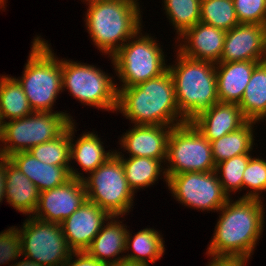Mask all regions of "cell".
Instances as JSON below:
<instances>
[{
    "label": "cell",
    "mask_w": 266,
    "mask_h": 266,
    "mask_svg": "<svg viewBox=\"0 0 266 266\" xmlns=\"http://www.w3.org/2000/svg\"><path fill=\"white\" fill-rule=\"evenodd\" d=\"M263 204L260 199L229 198L218 210L221 215L206 254L251 259L264 230Z\"/></svg>",
    "instance_id": "1"
},
{
    "label": "cell",
    "mask_w": 266,
    "mask_h": 266,
    "mask_svg": "<svg viewBox=\"0 0 266 266\" xmlns=\"http://www.w3.org/2000/svg\"><path fill=\"white\" fill-rule=\"evenodd\" d=\"M117 90L116 112L133 124L175 127L187 122L179 112L174 81L168 69L158 77Z\"/></svg>",
    "instance_id": "2"
},
{
    "label": "cell",
    "mask_w": 266,
    "mask_h": 266,
    "mask_svg": "<svg viewBox=\"0 0 266 266\" xmlns=\"http://www.w3.org/2000/svg\"><path fill=\"white\" fill-rule=\"evenodd\" d=\"M87 3L85 25L94 45L112 57L140 28L137 0H93Z\"/></svg>",
    "instance_id": "3"
},
{
    "label": "cell",
    "mask_w": 266,
    "mask_h": 266,
    "mask_svg": "<svg viewBox=\"0 0 266 266\" xmlns=\"http://www.w3.org/2000/svg\"><path fill=\"white\" fill-rule=\"evenodd\" d=\"M175 51L177 61L168 65V70L174 81L179 112L190 122L219 102L215 63L194 60Z\"/></svg>",
    "instance_id": "4"
},
{
    "label": "cell",
    "mask_w": 266,
    "mask_h": 266,
    "mask_svg": "<svg viewBox=\"0 0 266 266\" xmlns=\"http://www.w3.org/2000/svg\"><path fill=\"white\" fill-rule=\"evenodd\" d=\"M40 37H34L23 75L17 79L33 112H52L62 92V60Z\"/></svg>",
    "instance_id": "5"
},
{
    "label": "cell",
    "mask_w": 266,
    "mask_h": 266,
    "mask_svg": "<svg viewBox=\"0 0 266 266\" xmlns=\"http://www.w3.org/2000/svg\"><path fill=\"white\" fill-rule=\"evenodd\" d=\"M140 28L110 60L115 74L125 88L155 78L163 74L168 65L165 63V54L158 40L151 35H143Z\"/></svg>",
    "instance_id": "6"
},
{
    "label": "cell",
    "mask_w": 266,
    "mask_h": 266,
    "mask_svg": "<svg viewBox=\"0 0 266 266\" xmlns=\"http://www.w3.org/2000/svg\"><path fill=\"white\" fill-rule=\"evenodd\" d=\"M72 121V116L63 111L33 112L23 118L6 121L0 138V156L8 158L55 139Z\"/></svg>",
    "instance_id": "7"
},
{
    "label": "cell",
    "mask_w": 266,
    "mask_h": 266,
    "mask_svg": "<svg viewBox=\"0 0 266 266\" xmlns=\"http://www.w3.org/2000/svg\"><path fill=\"white\" fill-rule=\"evenodd\" d=\"M112 79L94 65L62 59V92L67 89L83 105L116 112L118 84Z\"/></svg>",
    "instance_id": "8"
},
{
    "label": "cell",
    "mask_w": 266,
    "mask_h": 266,
    "mask_svg": "<svg viewBox=\"0 0 266 266\" xmlns=\"http://www.w3.org/2000/svg\"><path fill=\"white\" fill-rule=\"evenodd\" d=\"M82 181L87 200L110 216L122 218L133 208L135 194L128 186L121 159L115 153Z\"/></svg>",
    "instance_id": "9"
},
{
    "label": "cell",
    "mask_w": 266,
    "mask_h": 266,
    "mask_svg": "<svg viewBox=\"0 0 266 266\" xmlns=\"http://www.w3.org/2000/svg\"><path fill=\"white\" fill-rule=\"evenodd\" d=\"M166 178L185 172H211L216 168L211 144L191 123L175 126L167 141Z\"/></svg>",
    "instance_id": "10"
},
{
    "label": "cell",
    "mask_w": 266,
    "mask_h": 266,
    "mask_svg": "<svg viewBox=\"0 0 266 266\" xmlns=\"http://www.w3.org/2000/svg\"><path fill=\"white\" fill-rule=\"evenodd\" d=\"M18 228L21 238L22 256L42 266H64L72 250L59 223L41 221L27 216Z\"/></svg>",
    "instance_id": "11"
},
{
    "label": "cell",
    "mask_w": 266,
    "mask_h": 266,
    "mask_svg": "<svg viewBox=\"0 0 266 266\" xmlns=\"http://www.w3.org/2000/svg\"><path fill=\"white\" fill-rule=\"evenodd\" d=\"M167 185L176 201L199 211L218 212L229 199L215 170L172 175L167 179Z\"/></svg>",
    "instance_id": "12"
},
{
    "label": "cell",
    "mask_w": 266,
    "mask_h": 266,
    "mask_svg": "<svg viewBox=\"0 0 266 266\" xmlns=\"http://www.w3.org/2000/svg\"><path fill=\"white\" fill-rule=\"evenodd\" d=\"M86 200L83 181L71 177L64 184L39 192L38 206L32 216L41 221L60 224Z\"/></svg>",
    "instance_id": "13"
},
{
    "label": "cell",
    "mask_w": 266,
    "mask_h": 266,
    "mask_svg": "<svg viewBox=\"0 0 266 266\" xmlns=\"http://www.w3.org/2000/svg\"><path fill=\"white\" fill-rule=\"evenodd\" d=\"M108 218L110 215L105 210L86 200L60 223L69 248L73 252L86 251Z\"/></svg>",
    "instance_id": "14"
},
{
    "label": "cell",
    "mask_w": 266,
    "mask_h": 266,
    "mask_svg": "<svg viewBox=\"0 0 266 266\" xmlns=\"http://www.w3.org/2000/svg\"><path fill=\"white\" fill-rule=\"evenodd\" d=\"M266 26L240 23L226 31L219 62L264 61Z\"/></svg>",
    "instance_id": "15"
},
{
    "label": "cell",
    "mask_w": 266,
    "mask_h": 266,
    "mask_svg": "<svg viewBox=\"0 0 266 266\" xmlns=\"http://www.w3.org/2000/svg\"><path fill=\"white\" fill-rule=\"evenodd\" d=\"M225 36V30L198 22L175 38L179 43L182 41L177 51L188 58L216 64L223 52Z\"/></svg>",
    "instance_id": "16"
},
{
    "label": "cell",
    "mask_w": 266,
    "mask_h": 266,
    "mask_svg": "<svg viewBox=\"0 0 266 266\" xmlns=\"http://www.w3.org/2000/svg\"><path fill=\"white\" fill-rule=\"evenodd\" d=\"M172 126L136 125L126 131L119 140L129 157H149L162 163L167 158V141Z\"/></svg>",
    "instance_id": "17"
},
{
    "label": "cell",
    "mask_w": 266,
    "mask_h": 266,
    "mask_svg": "<svg viewBox=\"0 0 266 266\" xmlns=\"http://www.w3.org/2000/svg\"><path fill=\"white\" fill-rule=\"evenodd\" d=\"M247 121L238 104L217 102L190 122L212 142L239 129Z\"/></svg>",
    "instance_id": "18"
},
{
    "label": "cell",
    "mask_w": 266,
    "mask_h": 266,
    "mask_svg": "<svg viewBox=\"0 0 266 266\" xmlns=\"http://www.w3.org/2000/svg\"><path fill=\"white\" fill-rule=\"evenodd\" d=\"M257 61L215 64L219 102L239 104Z\"/></svg>",
    "instance_id": "19"
},
{
    "label": "cell",
    "mask_w": 266,
    "mask_h": 266,
    "mask_svg": "<svg viewBox=\"0 0 266 266\" xmlns=\"http://www.w3.org/2000/svg\"><path fill=\"white\" fill-rule=\"evenodd\" d=\"M119 218L120 216H110L86 250L92 258L108 266L125 259V254L122 253H125L128 229L122 221H118Z\"/></svg>",
    "instance_id": "20"
},
{
    "label": "cell",
    "mask_w": 266,
    "mask_h": 266,
    "mask_svg": "<svg viewBox=\"0 0 266 266\" xmlns=\"http://www.w3.org/2000/svg\"><path fill=\"white\" fill-rule=\"evenodd\" d=\"M8 160L35 184L39 192L55 188L71 178L70 166L43 163L29 151L15 153Z\"/></svg>",
    "instance_id": "21"
},
{
    "label": "cell",
    "mask_w": 266,
    "mask_h": 266,
    "mask_svg": "<svg viewBox=\"0 0 266 266\" xmlns=\"http://www.w3.org/2000/svg\"><path fill=\"white\" fill-rule=\"evenodd\" d=\"M5 196L16 211L32 216L38 206L39 191L35 184L8 158H5Z\"/></svg>",
    "instance_id": "22"
},
{
    "label": "cell",
    "mask_w": 266,
    "mask_h": 266,
    "mask_svg": "<svg viewBox=\"0 0 266 266\" xmlns=\"http://www.w3.org/2000/svg\"><path fill=\"white\" fill-rule=\"evenodd\" d=\"M74 124L73 121L70 123V162L75 160L83 172L89 174L111 157L114 150L106 152L104 143L98 135L90 131L84 132L77 140H74L73 138L76 137L74 133L77 131Z\"/></svg>",
    "instance_id": "23"
},
{
    "label": "cell",
    "mask_w": 266,
    "mask_h": 266,
    "mask_svg": "<svg viewBox=\"0 0 266 266\" xmlns=\"http://www.w3.org/2000/svg\"><path fill=\"white\" fill-rule=\"evenodd\" d=\"M120 159L129 188L135 192L148 188L158 181L161 174L167 185L166 172L159 159L149 157H125L122 152H114ZM123 154V155H122ZM142 188V189H140Z\"/></svg>",
    "instance_id": "24"
},
{
    "label": "cell",
    "mask_w": 266,
    "mask_h": 266,
    "mask_svg": "<svg viewBox=\"0 0 266 266\" xmlns=\"http://www.w3.org/2000/svg\"><path fill=\"white\" fill-rule=\"evenodd\" d=\"M238 105L248 121L266 120V61L255 66Z\"/></svg>",
    "instance_id": "25"
},
{
    "label": "cell",
    "mask_w": 266,
    "mask_h": 266,
    "mask_svg": "<svg viewBox=\"0 0 266 266\" xmlns=\"http://www.w3.org/2000/svg\"><path fill=\"white\" fill-rule=\"evenodd\" d=\"M247 121L239 129L210 142L215 164L242 154H250L254 147V125Z\"/></svg>",
    "instance_id": "26"
},
{
    "label": "cell",
    "mask_w": 266,
    "mask_h": 266,
    "mask_svg": "<svg viewBox=\"0 0 266 266\" xmlns=\"http://www.w3.org/2000/svg\"><path fill=\"white\" fill-rule=\"evenodd\" d=\"M130 233L128 230L125 252H129L131 248L133 252L125 255V259L146 264L150 262L155 264V261L163 256L165 242L161 233L153 228L141 229L134 236H131L132 234Z\"/></svg>",
    "instance_id": "27"
},
{
    "label": "cell",
    "mask_w": 266,
    "mask_h": 266,
    "mask_svg": "<svg viewBox=\"0 0 266 266\" xmlns=\"http://www.w3.org/2000/svg\"><path fill=\"white\" fill-rule=\"evenodd\" d=\"M0 111L4 122L33 113L23 87L16 77H0Z\"/></svg>",
    "instance_id": "28"
},
{
    "label": "cell",
    "mask_w": 266,
    "mask_h": 266,
    "mask_svg": "<svg viewBox=\"0 0 266 266\" xmlns=\"http://www.w3.org/2000/svg\"><path fill=\"white\" fill-rule=\"evenodd\" d=\"M70 124L55 139L34 146L29 152L43 163L55 166H70V175L73 178L82 180L83 173H79L78 169L71 167L70 163ZM70 164V165H69ZM82 174V175H81Z\"/></svg>",
    "instance_id": "29"
},
{
    "label": "cell",
    "mask_w": 266,
    "mask_h": 266,
    "mask_svg": "<svg viewBox=\"0 0 266 266\" xmlns=\"http://www.w3.org/2000/svg\"><path fill=\"white\" fill-rule=\"evenodd\" d=\"M200 22L225 31L240 24L233 0H201Z\"/></svg>",
    "instance_id": "30"
},
{
    "label": "cell",
    "mask_w": 266,
    "mask_h": 266,
    "mask_svg": "<svg viewBox=\"0 0 266 266\" xmlns=\"http://www.w3.org/2000/svg\"><path fill=\"white\" fill-rule=\"evenodd\" d=\"M164 10L179 37L200 22L201 0H164Z\"/></svg>",
    "instance_id": "31"
},
{
    "label": "cell",
    "mask_w": 266,
    "mask_h": 266,
    "mask_svg": "<svg viewBox=\"0 0 266 266\" xmlns=\"http://www.w3.org/2000/svg\"><path fill=\"white\" fill-rule=\"evenodd\" d=\"M251 157V154H242L216 164L215 172L223 192L229 198H232L231 192L236 193L243 189V173Z\"/></svg>",
    "instance_id": "32"
},
{
    "label": "cell",
    "mask_w": 266,
    "mask_h": 266,
    "mask_svg": "<svg viewBox=\"0 0 266 266\" xmlns=\"http://www.w3.org/2000/svg\"><path fill=\"white\" fill-rule=\"evenodd\" d=\"M242 179L243 189H250L240 198L261 200L260 194L262 191H266V160L252 156L246 166Z\"/></svg>",
    "instance_id": "33"
},
{
    "label": "cell",
    "mask_w": 266,
    "mask_h": 266,
    "mask_svg": "<svg viewBox=\"0 0 266 266\" xmlns=\"http://www.w3.org/2000/svg\"><path fill=\"white\" fill-rule=\"evenodd\" d=\"M239 23L266 26V0H233Z\"/></svg>",
    "instance_id": "34"
},
{
    "label": "cell",
    "mask_w": 266,
    "mask_h": 266,
    "mask_svg": "<svg viewBox=\"0 0 266 266\" xmlns=\"http://www.w3.org/2000/svg\"><path fill=\"white\" fill-rule=\"evenodd\" d=\"M22 256L21 238L15 226L9 227L0 233V265L7 264L11 260L17 261Z\"/></svg>",
    "instance_id": "35"
},
{
    "label": "cell",
    "mask_w": 266,
    "mask_h": 266,
    "mask_svg": "<svg viewBox=\"0 0 266 266\" xmlns=\"http://www.w3.org/2000/svg\"><path fill=\"white\" fill-rule=\"evenodd\" d=\"M64 266H108V265L98 262L95 258H92L86 251H83V252H72L70 258L66 261Z\"/></svg>",
    "instance_id": "36"
},
{
    "label": "cell",
    "mask_w": 266,
    "mask_h": 266,
    "mask_svg": "<svg viewBox=\"0 0 266 266\" xmlns=\"http://www.w3.org/2000/svg\"><path fill=\"white\" fill-rule=\"evenodd\" d=\"M206 266H246L247 261L239 257L213 256Z\"/></svg>",
    "instance_id": "37"
},
{
    "label": "cell",
    "mask_w": 266,
    "mask_h": 266,
    "mask_svg": "<svg viewBox=\"0 0 266 266\" xmlns=\"http://www.w3.org/2000/svg\"><path fill=\"white\" fill-rule=\"evenodd\" d=\"M5 157L0 156V202L5 196Z\"/></svg>",
    "instance_id": "38"
},
{
    "label": "cell",
    "mask_w": 266,
    "mask_h": 266,
    "mask_svg": "<svg viewBox=\"0 0 266 266\" xmlns=\"http://www.w3.org/2000/svg\"><path fill=\"white\" fill-rule=\"evenodd\" d=\"M149 265L150 264H146L143 262H136L127 259H122L121 261H118L117 263L111 264L109 266H149Z\"/></svg>",
    "instance_id": "39"
},
{
    "label": "cell",
    "mask_w": 266,
    "mask_h": 266,
    "mask_svg": "<svg viewBox=\"0 0 266 266\" xmlns=\"http://www.w3.org/2000/svg\"><path fill=\"white\" fill-rule=\"evenodd\" d=\"M24 259H22V261L20 260L19 262H16V264H11L10 266H42L41 264H39L38 262H33L31 259H29L26 256Z\"/></svg>",
    "instance_id": "40"
},
{
    "label": "cell",
    "mask_w": 266,
    "mask_h": 266,
    "mask_svg": "<svg viewBox=\"0 0 266 266\" xmlns=\"http://www.w3.org/2000/svg\"><path fill=\"white\" fill-rule=\"evenodd\" d=\"M3 127H4V120L2 118L1 111H0V138L3 132Z\"/></svg>",
    "instance_id": "41"
},
{
    "label": "cell",
    "mask_w": 266,
    "mask_h": 266,
    "mask_svg": "<svg viewBox=\"0 0 266 266\" xmlns=\"http://www.w3.org/2000/svg\"><path fill=\"white\" fill-rule=\"evenodd\" d=\"M6 1L7 0H0V9H3L4 10V8H6V7H4V6H6Z\"/></svg>",
    "instance_id": "42"
},
{
    "label": "cell",
    "mask_w": 266,
    "mask_h": 266,
    "mask_svg": "<svg viewBox=\"0 0 266 266\" xmlns=\"http://www.w3.org/2000/svg\"><path fill=\"white\" fill-rule=\"evenodd\" d=\"M264 61H266V35H265V55H264Z\"/></svg>",
    "instance_id": "43"
}]
</instances>
